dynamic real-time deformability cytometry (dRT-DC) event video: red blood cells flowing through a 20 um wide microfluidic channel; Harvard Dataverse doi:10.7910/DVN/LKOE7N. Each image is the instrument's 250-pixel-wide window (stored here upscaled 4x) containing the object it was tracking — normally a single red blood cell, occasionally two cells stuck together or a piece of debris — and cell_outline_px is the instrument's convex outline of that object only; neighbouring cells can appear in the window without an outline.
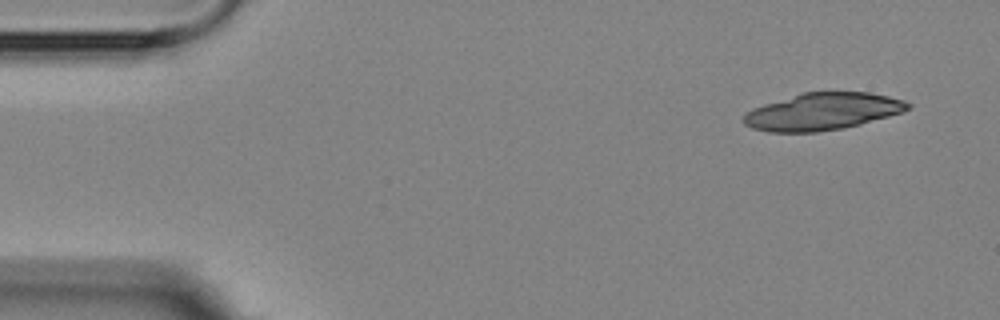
{"species": "Egyptian fruit bat (a non-hibernating species)", "species_latin": "Rousettus aegyptiacus", "temperature_condition": "room temperature", "stored_images_in_passage": 6, "segment_of_instrument_passage": [2, 2], "camera_frame_rate_fps": 3000, "um_per_image_px": 0.085, "animal": {"sex": "female"}, "frame": {"image": 1, "passage_image": 6, "time_ms": 6.667, "image_size_px": [1000, 320], "cell_outline_px": [[912, 108], [888, 116], [860, 124], [844, 128], [816, 132], [768, 132], [752, 128], [744, 124], [744, 116], [752, 108], [764, 104], [804, 92], [868, 92], [888, 96], [904, 100], [912, 104]], "centroid_in_image_um": [69.93, 9.48], "position_along_channel_um": 15.1, "area_um2": 35.32}}